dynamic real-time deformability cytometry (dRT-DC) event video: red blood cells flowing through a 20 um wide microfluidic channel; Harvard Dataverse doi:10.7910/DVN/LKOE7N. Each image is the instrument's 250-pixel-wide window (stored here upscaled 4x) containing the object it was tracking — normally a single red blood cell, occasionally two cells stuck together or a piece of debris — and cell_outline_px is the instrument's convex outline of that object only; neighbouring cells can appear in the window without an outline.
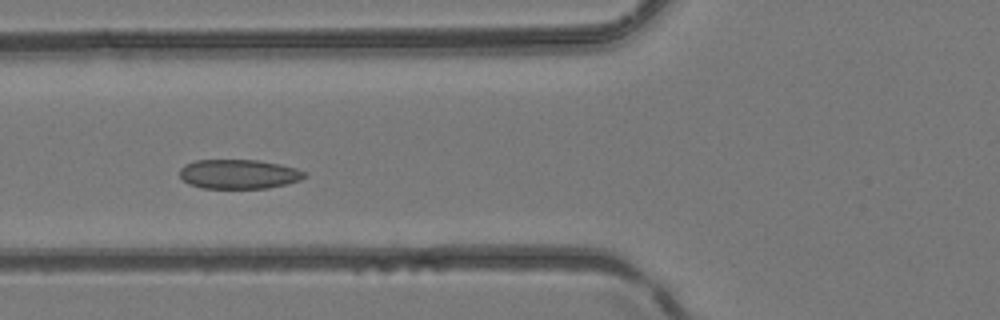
{"species": "common noctule bat (a hibernating species)", "species_latin": "Nyctalus noctula", "temperature_condition": "room temperature", "stored_images_in_passage": 4, "camera_frame_rate_fps": 3000, "um_per_image_px": 0.085, "animal": {"sex": "female", "body_mass_g": 24.6, "forearm_length_mm": 56.2}, "frame": {"image": 1, "passage_image": 4, "time_ms": 1.0, "image_size_px": [1000, 320], "cell_outline_px": [[308, 176], [300, 180], [288, 184], [268, 188], [204, 188], [188, 184], [180, 176], [180, 168], [184, 164], [196, 160], [260, 160], [280, 164], [296, 168], [308, 172]], "centroid_in_image_um": [20.34, 14.79], "position_along_channel_um": 105.5, "area_um2": 21.62}}